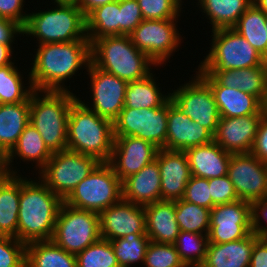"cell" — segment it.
<instances>
[{
  "label": "cell",
  "mask_w": 267,
  "mask_h": 267,
  "mask_svg": "<svg viewBox=\"0 0 267 267\" xmlns=\"http://www.w3.org/2000/svg\"><path fill=\"white\" fill-rule=\"evenodd\" d=\"M113 121L99 116L78 98L69 109L67 150L108 162L114 145Z\"/></svg>",
  "instance_id": "cell-3"
},
{
  "label": "cell",
  "mask_w": 267,
  "mask_h": 267,
  "mask_svg": "<svg viewBox=\"0 0 267 267\" xmlns=\"http://www.w3.org/2000/svg\"><path fill=\"white\" fill-rule=\"evenodd\" d=\"M85 72H88L86 75L90 77L88 85L90 86L91 103L82 101L79 96L78 99L99 116L114 121L124 108L128 82L102 71L92 63Z\"/></svg>",
  "instance_id": "cell-14"
},
{
  "label": "cell",
  "mask_w": 267,
  "mask_h": 267,
  "mask_svg": "<svg viewBox=\"0 0 267 267\" xmlns=\"http://www.w3.org/2000/svg\"><path fill=\"white\" fill-rule=\"evenodd\" d=\"M25 3V0H0V18L12 20L24 28L29 14L24 11Z\"/></svg>",
  "instance_id": "cell-47"
},
{
  "label": "cell",
  "mask_w": 267,
  "mask_h": 267,
  "mask_svg": "<svg viewBox=\"0 0 267 267\" xmlns=\"http://www.w3.org/2000/svg\"><path fill=\"white\" fill-rule=\"evenodd\" d=\"M178 21L179 19L143 20L129 36L137 49L158 67H163L184 42L183 34L179 33L177 27Z\"/></svg>",
  "instance_id": "cell-11"
},
{
  "label": "cell",
  "mask_w": 267,
  "mask_h": 267,
  "mask_svg": "<svg viewBox=\"0 0 267 267\" xmlns=\"http://www.w3.org/2000/svg\"><path fill=\"white\" fill-rule=\"evenodd\" d=\"M91 63L127 82L143 79L153 72L154 66L155 69L157 67L134 46L129 35L104 36L93 40Z\"/></svg>",
  "instance_id": "cell-4"
},
{
  "label": "cell",
  "mask_w": 267,
  "mask_h": 267,
  "mask_svg": "<svg viewBox=\"0 0 267 267\" xmlns=\"http://www.w3.org/2000/svg\"><path fill=\"white\" fill-rule=\"evenodd\" d=\"M168 102L152 109L124 107L113 121L114 136H134L165 147L167 138Z\"/></svg>",
  "instance_id": "cell-13"
},
{
  "label": "cell",
  "mask_w": 267,
  "mask_h": 267,
  "mask_svg": "<svg viewBox=\"0 0 267 267\" xmlns=\"http://www.w3.org/2000/svg\"><path fill=\"white\" fill-rule=\"evenodd\" d=\"M258 238L252 232L237 241L208 243L206 257L200 267H249L254 243Z\"/></svg>",
  "instance_id": "cell-25"
},
{
  "label": "cell",
  "mask_w": 267,
  "mask_h": 267,
  "mask_svg": "<svg viewBox=\"0 0 267 267\" xmlns=\"http://www.w3.org/2000/svg\"><path fill=\"white\" fill-rule=\"evenodd\" d=\"M120 35H130L144 20L137 0H119Z\"/></svg>",
  "instance_id": "cell-45"
},
{
  "label": "cell",
  "mask_w": 267,
  "mask_h": 267,
  "mask_svg": "<svg viewBox=\"0 0 267 267\" xmlns=\"http://www.w3.org/2000/svg\"><path fill=\"white\" fill-rule=\"evenodd\" d=\"M14 64H16L15 61L10 65L0 67V104L25 102L35 91L29 72L25 75L28 81L24 80V73L19 71L18 66Z\"/></svg>",
  "instance_id": "cell-35"
},
{
  "label": "cell",
  "mask_w": 267,
  "mask_h": 267,
  "mask_svg": "<svg viewBox=\"0 0 267 267\" xmlns=\"http://www.w3.org/2000/svg\"><path fill=\"white\" fill-rule=\"evenodd\" d=\"M192 176L212 179L228 175L231 153L214 141L185 151Z\"/></svg>",
  "instance_id": "cell-24"
},
{
  "label": "cell",
  "mask_w": 267,
  "mask_h": 267,
  "mask_svg": "<svg viewBox=\"0 0 267 267\" xmlns=\"http://www.w3.org/2000/svg\"><path fill=\"white\" fill-rule=\"evenodd\" d=\"M249 267H267V238L255 241Z\"/></svg>",
  "instance_id": "cell-51"
},
{
  "label": "cell",
  "mask_w": 267,
  "mask_h": 267,
  "mask_svg": "<svg viewBox=\"0 0 267 267\" xmlns=\"http://www.w3.org/2000/svg\"><path fill=\"white\" fill-rule=\"evenodd\" d=\"M25 36L23 28L16 22L0 18V43L6 45H13L16 37Z\"/></svg>",
  "instance_id": "cell-50"
},
{
  "label": "cell",
  "mask_w": 267,
  "mask_h": 267,
  "mask_svg": "<svg viewBox=\"0 0 267 267\" xmlns=\"http://www.w3.org/2000/svg\"><path fill=\"white\" fill-rule=\"evenodd\" d=\"M100 163L96 158L78 152H55L36 175L63 200Z\"/></svg>",
  "instance_id": "cell-10"
},
{
  "label": "cell",
  "mask_w": 267,
  "mask_h": 267,
  "mask_svg": "<svg viewBox=\"0 0 267 267\" xmlns=\"http://www.w3.org/2000/svg\"><path fill=\"white\" fill-rule=\"evenodd\" d=\"M144 20L178 19L181 16V0H137Z\"/></svg>",
  "instance_id": "cell-42"
},
{
  "label": "cell",
  "mask_w": 267,
  "mask_h": 267,
  "mask_svg": "<svg viewBox=\"0 0 267 267\" xmlns=\"http://www.w3.org/2000/svg\"><path fill=\"white\" fill-rule=\"evenodd\" d=\"M208 234L180 231L174 243L186 267H200L206 257Z\"/></svg>",
  "instance_id": "cell-39"
},
{
  "label": "cell",
  "mask_w": 267,
  "mask_h": 267,
  "mask_svg": "<svg viewBox=\"0 0 267 267\" xmlns=\"http://www.w3.org/2000/svg\"><path fill=\"white\" fill-rule=\"evenodd\" d=\"M53 1L52 3L50 2V4H53V3H75L78 1V0H51Z\"/></svg>",
  "instance_id": "cell-56"
},
{
  "label": "cell",
  "mask_w": 267,
  "mask_h": 267,
  "mask_svg": "<svg viewBox=\"0 0 267 267\" xmlns=\"http://www.w3.org/2000/svg\"><path fill=\"white\" fill-rule=\"evenodd\" d=\"M146 235L150 241L174 244L180 233L175 218V201H157L144 206Z\"/></svg>",
  "instance_id": "cell-26"
},
{
  "label": "cell",
  "mask_w": 267,
  "mask_h": 267,
  "mask_svg": "<svg viewBox=\"0 0 267 267\" xmlns=\"http://www.w3.org/2000/svg\"><path fill=\"white\" fill-rule=\"evenodd\" d=\"M155 160L158 162L161 177V200L182 199L192 176L185 151L159 149Z\"/></svg>",
  "instance_id": "cell-21"
},
{
  "label": "cell",
  "mask_w": 267,
  "mask_h": 267,
  "mask_svg": "<svg viewBox=\"0 0 267 267\" xmlns=\"http://www.w3.org/2000/svg\"><path fill=\"white\" fill-rule=\"evenodd\" d=\"M251 203L237 200L215 205L211 209L209 243L221 244L237 241L252 233Z\"/></svg>",
  "instance_id": "cell-15"
},
{
  "label": "cell",
  "mask_w": 267,
  "mask_h": 267,
  "mask_svg": "<svg viewBox=\"0 0 267 267\" xmlns=\"http://www.w3.org/2000/svg\"><path fill=\"white\" fill-rule=\"evenodd\" d=\"M256 158L267 163V112L265 111L255 137L253 147L250 151Z\"/></svg>",
  "instance_id": "cell-49"
},
{
  "label": "cell",
  "mask_w": 267,
  "mask_h": 267,
  "mask_svg": "<svg viewBox=\"0 0 267 267\" xmlns=\"http://www.w3.org/2000/svg\"><path fill=\"white\" fill-rule=\"evenodd\" d=\"M75 256L77 267H120L110 240L103 238Z\"/></svg>",
  "instance_id": "cell-40"
},
{
  "label": "cell",
  "mask_w": 267,
  "mask_h": 267,
  "mask_svg": "<svg viewBox=\"0 0 267 267\" xmlns=\"http://www.w3.org/2000/svg\"><path fill=\"white\" fill-rule=\"evenodd\" d=\"M115 0H78L76 5L81 9L87 17L95 8L111 3Z\"/></svg>",
  "instance_id": "cell-52"
},
{
  "label": "cell",
  "mask_w": 267,
  "mask_h": 267,
  "mask_svg": "<svg viewBox=\"0 0 267 267\" xmlns=\"http://www.w3.org/2000/svg\"><path fill=\"white\" fill-rule=\"evenodd\" d=\"M110 242L120 267H134L135 264L138 265L139 263L143 265L150 243V238L146 233H130Z\"/></svg>",
  "instance_id": "cell-37"
},
{
  "label": "cell",
  "mask_w": 267,
  "mask_h": 267,
  "mask_svg": "<svg viewBox=\"0 0 267 267\" xmlns=\"http://www.w3.org/2000/svg\"><path fill=\"white\" fill-rule=\"evenodd\" d=\"M265 15L254 3L239 18L233 29L243 36L267 60V31Z\"/></svg>",
  "instance_id": "cell-34"
},
{
  "label": "cell",
  "mask_w": 267,
  "mask_h": 267,
  "mask_svg": "<svg viewBox=\"0 0 267 267\" xmlns=\"http://www.w3.org/2000/svg\"><path fill=\"white\" fill-rule=\"evenodd\" d=\"M228 177L240 200L251 203L267 198V164L253 154H232Z\"/></svg>",
  "instance_id": "cell-16"
},
{
  "label": "cell",
  "mask_w": 267,
  "mask_h": 267,
  "mask_svg": "<svg viewBox=\"0 0 267 267\" xmlns=\"http://www.w3.org/2000/svg\"><path fill=\"white\" fill-rule=\"evenodd\" d=\"M204 73L212 75L222 86L256 96L264 105L267 101V61L258 67Z\"/></svg>",
  "instance_id": "cell-27"
},
{
  "label": "cell",
  "mask_w": 267,
  "mask_h": 267,
  "mask_svg": "<svg viewBox=\"0 0 267 267\" xmlns=\"http://www.w3.org/2000/svg\"><path fill=\"white\" fill-rule=\"evenodd\" d=\"M253 3L267 15V0H253Z\"/></svg>",
  "instance_id": "cell-55"
},
{
  "label": "cell",
  "mask_w": 267,
  "mask_h": 267,
  "mask_svg": "<svg viewBox=\"0 0 267 267\" xmlns=\"http://www.w3.org/2000/svg\"><path fill=\"white\" fill-rule=\"evenodd\" d=\"M20 174L0 183V236L17 238Z\"/></svg>",
  "instance_id": "cell-32"
},
{
  "label": "cell",
  "mask_w": 267,
  "mask_h": 267,
  "mask_svg": "<svg viewBox=\"0 0 267 267\" xmlns=\"http://www.w3.org/2000/svg\"><path fill=\"white\" fill-rule=\"evenodd\" d=\"M213 205H222L239 200L228 175L208 179Z\"/></svg>",
  "instance_id": "cell-46"
},
{
  "label": "cell",
  "mask_w": 267,
  "mask_h": 267,
  "mask_svg": "<svg viewBox=\"0 0 267 267\" xmlns=\"http://www.w3.org/2000/svg\"><path fill=\"white\" fill-rule=\"evenodd\" d=\"M53 8L29 12L23 34L46 43L89 40L86 33V16L75 3H54ZM32 36V37H31Z\"/></svg>",
  "instance_id": "cell-6"
},
{
  "label": "cell",
  "mask_w": 267,
  "mask_h": 267,
  "mask_svg": "<svg viewBox=\"0 0 267 267\" xmlns=\"http://www.w3.org/2000/svg\"><path fill=\"white\" fill-rule=\"evenodd\" d=\"M182 199L208 209L214 207L210 196L209 181L205 178L191 176Z\"/></svg>",
  "instance_id": "cell-44"
},
{
  "label": "cell",
  "mask_w": 267,
  "mask_h": 267,
  "mask_svg": "<svg viewBox=\"0 0 267 267\" xmlns=\"http://www.w3.org/2000/svg\"><path fill=\"white\" fill-rule=\"evenodd\" d=\"M122 198V181L108 162H100L63 201L74 208L100 213Z\"/></svg>",
  "instance_id": "cell-8"
},
{
  "label": "cell",
  "mask_w": 267,
  "mask_h": 267,
  "mask_svg": "<svg viewBox=\"0 0 267 267\" xmlns=\"http://www.w3.org/2000/svg\"><path fill=\"white\" fill-rule=\"evenodd\" d=\"M86 33L90 42L104 36L120 35L119 0L95 8L86 17Z\"/></svg>",
  "instance_id": "cell-36"
},
{
  "label": "cell",
  "mask_w": 267,
  "mask_h": 267,
  "mask_svg": "<svg viewBox=\"0 0 267 267\" xmlns=\"http://www.w3.org/2000/svg\"><path fill=\"white\" fill-rule=\"evenodd\" d=\"M145 267H186L174 244L150 241L144 257Z\"/></svg>",
  "instance_id": "cell-41"
},
{
  "label": "cell",
  "mask_w": 267,
  "mask_h": 267,
  "mask_svg": "<svg viewBox=\"0 0 267 267\" xmlns=\"http://www.w3.org/2000/svg\"><path fill=\"white\" fill-rule=\"evenodd\" d=\"M211 209L187 202L175 201V218L180 231L208 234Z\"/></svg>",
  "instance_id": "cell-38"
},
{
  "label": "cell",
  "mask_w": 267,
  "mask_h": 267,
  "mask_svg": "<svg viewBox=\"0 0 267 267\" xmlns=\"http://www.w3.org/2000/svg\"><path fill=\"white\" fill-rule=\"evenodd\" d=\"M265 111L267 112V101L265 103Z\"/></svg>",
  "instance_id": "cell-58"
},
{
  "label": "cell",
  "mask_w": 267,
  "mask_h": 267,
  "mask_svg": "<svg viewBox=\"0 0 267 267\" xmlns=\"http://www.w3.org/2000/svg\"><path fill=\"white\" fill-rule=\"evenodd\" d=\"M100 238L99 213L74 208L63 202L51 239L56 245L77 255Z\"/></svg>",
  "instance_id": "cell-9"
},
{
  "label": "cell",
  "mask_w": 267,
  "mask_h": 267,
  "mask_svg": "<svg viewBox=\"0 0 267 267\" xmlns=\"http://www.w3.org/2000/svg\"><path fill=\"white\" fill-rule=\"evenodd\" d=\"M26 267H77L76 256L52 240L26 244Z\"/></svg>",
  "instance_id": "cell-33"
},
{
  "label": "cell",
  "mask_w": 267,
  "mask_h": 267,
  "mask_svg": "<svg viewBox=\"0 0 267 267\" xmlns=\"http://www.w3.org/2000/svg\"><path fill=\"white\" fill-rule=\"evenodd\" d=\"M153 73L143 79L128 82L124 107L152 109L162 107L171 99L170 91L162 92V88L156 82V74Z\"/></svg>",
  "instance_id": "cell-30"
},
{
  "label": "cell",
  "mask_w": 267,
  "mask_h": 267,
  "mask_svg": "<svg viewBox=\"0 0 267 267\" xmlns=\"http://www.w3.org/2000/svg\"><path fill=\"white\" fill-rule=\"evenodd\" d=\"M265 107L257 114L220 117L213 141L231 154L250 153Z\"/></svg>",
  "instance_id": "cell-19"
},
{
  "label": "cell",
  "mask_w": 267,
  "mask_h": 267,
  "mask_svg": "<svg viewBox=\"0 0 267 267\" xmlns=\"http://www.w3.org/2000/svg\"><path fill=\"white\" fill-rule=\"evenodd\" d=\"M30 98L25 102L0 104V147L9 153L29 124Z\"/></svg>",
  "instance_id": "cell-29"
},
{
  "label": "cell",
  "mask_w": 267,
  "mask_h": 267,
  "mask_svg": "<svg viewBox=\"0 0 267 267\" xmlns=\"http://www.w3.org/2000/svg\"><path fill=\"white\" fill-rule=\"evenodd\" d=\"M211 32V47L198 66L203 72L258 67L267 61L233 28L216 29Z\"/></svg>",
  "instance_id": "cell-7"
},
{
  "label": "cell",
  "mask_w": 267,
  "mask_h": 267,
  "mask_svg": "<svg viewBox=\"0 0 267 267\" xmlns=\"http://www.w3.org/2000/svg\"><path fill=\"white\" fill-rule=\"evenodd\" d=\"M101 238L115 240L130 233H146L144 206L123 198L99 213Z\"/></svg>",
  "instance_id": "cell-18"
},
{
  "label": "cell",
  "mask_w": 267,
  "mask_h": 267,
  "mask_svg": "<svg viewBox=\"0 0 267 267\" xmlns=\"http://www.w3.org/2000/svg\"><path fill=\"white\" fill-rule=\"evenodd\" d=\"M52 154L53 153L46 146L40 133L31 123H29L12 150L8 153L9 166L13 174L20 173L17 166L15 167L13 164L14 160L16 159L17 161L19 157L20 163L21 160L22 162L27 161V164L31 162L32 166H34L33 163H35V171L38 170L37 172L39 173L46 166V163L51 158Z\"/></svg>",
  "instance_id": "cell-28"
},
{
  "label": "cell",
  "mask_w": 267,
  "mask_h": 267,
  "mask_svg": "<svg viewBox=\"0 0 267 267\" xmlns=\"http://www.w3.org/2000/svg\"><path fill=\"white\" fill-rule=\"evenodd\" d=\"M13 175L10 166L8 153L0 147V181H5Z\"/></svg>",
  "instance_id": "cell-53"
},
{
  "label": "cell",
  "mask_w": 267,
  "mask_h": 267,
  "mask_svg": "<svg viewBox=\"0 0 267 267\" xmlns=\"http://www.w3.org/2000/svg\"><path fill=\"white\" fill-rule=\"evenodd\" d=\"M213 141V134L198 122L193 121L170 99L168 101L167 150L186 151Z\"/></svg>",
  "instance_id": "cell-20"
},
{
  "label": "cell",
  "mask_w": 267,
  "mask_h": 267,
  "mask_svg": "<svg viewBox=\"0 0 267 267\" xmlns=\"http://www.w3.org/2000/svg\"><path fill=\"white\" fill-rule=\"evenodd\" d=\"M0 267H26V244L17 238L0 236Z\"/></svg>",
  "instance_id": "cell-43"
},
{
  "label": "cell",
  "mask_w": 267,
  "mask_h": 267,
  "mask_svg": "<svg viewBox=\"0 0 267 267\" xmlns=\"http://www.w3.org/2000/svg\"><path fill=\"white\" fill-rule=\"evenodd\" d=\"M73 91H34L30 96V120L52 152L67 150V120Z\"/></svg>",
  "instance_id": "cell-5"
},
{
  "label": "cell",
  "mask_w": 267,
  "mask_h": 267,
  "mask_svg": "<svg viewBox=\"0 0 267 267\" xmlns=\"http://www.w3.org/2000/svg\"><path fill=\"white\" fill-rule=\"evenodd\" d=\"M252 3L253 0H199L196 5L213 31L233 28Z\"/></svg>",
  "instance_id": "cell-31"
},
{
  "label": "cell",
  "mask_w": 267,
  "mask_h": 267,
  "mask_svg": "<svg viewBox=\"0 0 267 267\" xmlns=\"http://www.w3.org/2000/svg\"><path fill=\"white\" fill-rule=\"evenodd\" d=\"M13 47V48H12ZM13 45H6L0 43V67L12 64L15 60L12 54L15 52ZM14 59V60H13Z\"/></svg>",
  "instance_id": "cell-54"
},
{
  "label": "cell",
  "mask_w": 267,
  "mask_h": 267,
  "mask_svg": "<svg viewBox=\"0 0 267 267\" xmlns=\"http://www.w3.org/2000/svg\"><path fill=\"white\" fill-rule=\"evenodd\" d=\"M36 47L30 60L32 67L26 68L36 91H72L65 82L77 76L80 69L87 70L91 63L89 40L36 44Z\"/></svg>",
  "instance_id": "cell-1"
},
{
  "label": "cell",
  "mask_w": 267,
  "mask_h": 267,
  "mask_svg": "<svg viewBox=\"0 0 267 267\" xmlns=\"http://www.w3.org/2000/svg\"><path fill=\"white\" fill-rule=\"evenodd\" d=\"M108 161L121 181L153 162L159 150L153 143L134 136H114Z\"/></svg>",
  "instance_id": "cell-17"
},
{
  "label": "cell",
  "mask_w": 267,
  "mask_h": 267,
  "mask_svg": "<svg viewBox=\"0 0 267 267\" xmlns=\"http://www.w3.org/2000/svg\"><path fill=\"white\" fill-rule=\"evenodd\" d=\"M183 84L176 90L169 88L171 100L193 121L214 135L220 114L210 86L196 72L191 80L189 78Z\"/></svg>",
  "instance_id": "cell-12"
},
{
  "label": "cell",
  "mask_w": 267,
  "mask_h": 267,
  "mask_svg": "<svg viewBox=\"0 0 267 267\" xmlns=\"http://www.w3.org/2000/svg\"><path fill=\"white\" fill-rule=\"evenodd\" d=\"M266 223H265V222ZM265 223V224H262ZM267 198L251 202V228L262 238H267Z\"/></svg>",
  "instance_id": "cell-48"
},
{
  "label": "cell",
  "mask_w": 267,
  "mask_h": 267,
  "mask_svg": "<svg viewBox=\"0 0 267 267\" xmlns=\"http://www.w3.org/2000/svg\"><path fill=\"white\" fill-rule=\"evenodd\" d=\"M265 28H266V31H267V17H266V22H265Z\"/></svg>",
  "instance_id": "cell-57"
},
{
  "label": "cell",
  "mask_w": 267,
  "mask_h": 267,
  "mask_svg": "<svg viewBox=\"0 0 267 267\" xmlns=\"http://www.w3.org/2000/svg\"><path fill=\"white\" fill-rule=\"evenodd\" d=\"M122 197L141 206L161 201V177L156 160L122 181Z\"/></svg>",
  "instance_id": "cell-23"
},
{
  "label": "cell",
  "mask_w": 267,
  "mask_h": 267,
  "mask_svg": "<svg viewBox=\"0 0 267 267\" xmlns=\"http://www.w3.org/2000/svg\"><path fill=\"white\" fill-rule=\"evenodd\" d=\"M196 73L210 86L220 117H242L259 113L265 105L256 97L239 89L222 86L199 67Z\"/></svg>",
  "instance_id": "cell-22"
},
{
  "label": "cell",
  "mask_w": 267,
  "mask_h": 267,
  "mask_svg": "<svg viewBox=\"0 0 267 267\" xmlns=\"http://www.w3.org/2000/svg\"><path fill=\"white\" fill-rule=\"evenodd\" d=\"M34 178L20 175L17 239L25 244L52 239L64 202L38 176Z\"/></svg>",
  "instance_id": "cell-2"
}]
</instances>
